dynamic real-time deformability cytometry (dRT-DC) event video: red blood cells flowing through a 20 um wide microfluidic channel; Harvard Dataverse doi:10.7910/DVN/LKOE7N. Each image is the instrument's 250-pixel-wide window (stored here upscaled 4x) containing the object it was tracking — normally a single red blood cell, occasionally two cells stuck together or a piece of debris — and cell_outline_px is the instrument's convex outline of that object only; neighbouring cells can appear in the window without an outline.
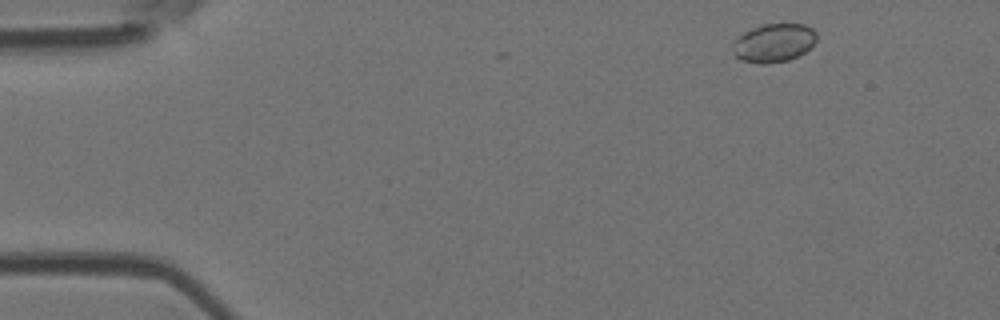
{"species": "Egyptian fruit bat (a non-hibernating species)", "species_latin": "Rousettus aegyptiacus", "temperature_condition": "room temperature", "stored_images_in_passage": 6, "camera_frame_rate_fps": 3000, "um_per_image_px": 0.085, "animal": {"sex": "female"}, "frame": {"image": 1, "passage_image": 1, "time_ms": 0.0, "image_size_px": [1000, 320], "cell_outline_px": [[816, 40], [812, 48], [788, 60], [768, 64], [760, 64], [744, 60], [736, 56], [736, 40], [744, 32], [752, 28], [764, 24], [804, 24], [812, 28], [816, 32]], "centroid_in_image_um": [65.86, 3.64], "position_along_channel_um": 19.1, "area_um2": 18.44}}
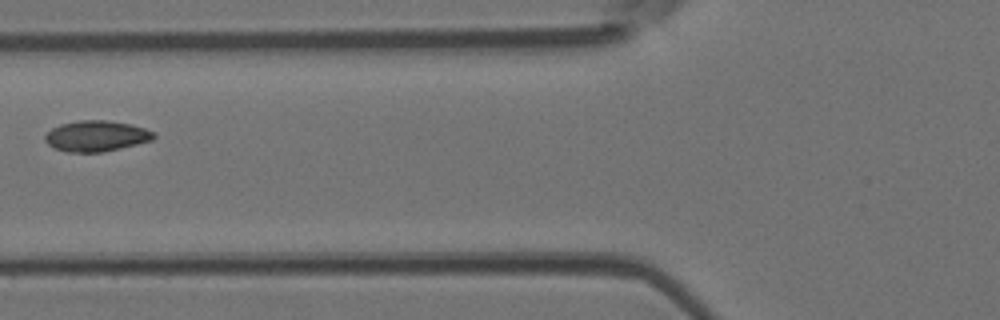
{"frame": {"image": 2, "passage_image": 5, "time_ms": 1.333, "image_size_px": [1000, 320], "cell_outline_px": [[156, 136], [152, 140], [120, 148], [100, 152], [68, 152], [56, 148], [48, 144], [44, 140], [44, 136], [52, 128], [60, 124], [80, 120], [108, 120], [132, 124], [156, 132]], "centroid_in_image_um": [8.2, 11.55], "position_along_channel_um": 117.6, "area_um2": 19.48}}
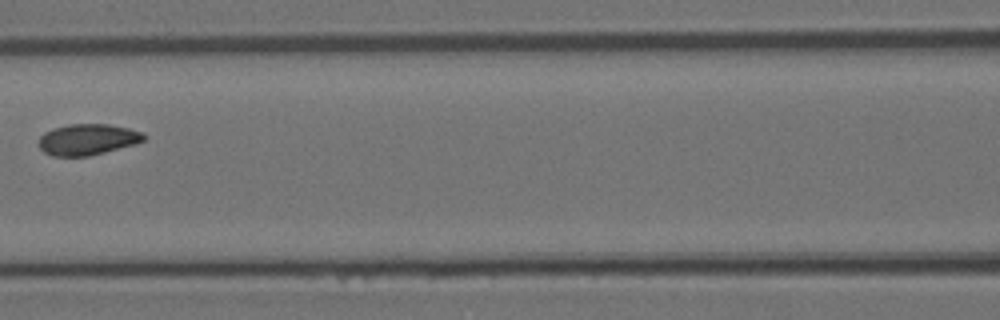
{"frame": {"image": 3, "passage_image": 6, "time_ms": 1.667, "image_size_px": [1000, 320], "cell_outline_px": [[144, 140], [136, 144], [88, 156], [52, 156], [44, 152], [40, 148], [40, 136], [44, 132], [52, 128], [68, 124], [108, 124], [128, 128], [144, 132]], "centroid_in_image_um": [7.44, 11.85], "position_along_channel_um": 159.2, "area_um2": 19.02}}